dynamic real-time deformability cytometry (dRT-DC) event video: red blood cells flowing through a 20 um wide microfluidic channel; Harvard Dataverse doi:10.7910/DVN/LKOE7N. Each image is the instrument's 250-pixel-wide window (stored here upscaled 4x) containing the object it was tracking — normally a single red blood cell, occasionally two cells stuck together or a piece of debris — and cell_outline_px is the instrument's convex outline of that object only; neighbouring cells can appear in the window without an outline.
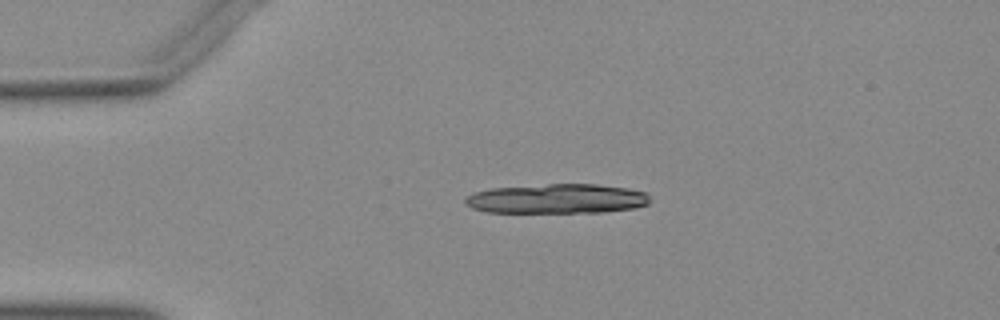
{"species": "Egyptian fruit bat (a non-hibernating species)", "species_latin": "Rousettus aegyptiacus", "temperature_condition": "warm", "stored_images_in_passage": 17, "segment_of_instrument_passage": [1, 2], "camera_frame_rate_fps": 3000, "um_per_image_px": 0.085, "animal": {"sex": "female"}, "frame": {"image": 1, "passage_image": 1, "time_ms": 0.0, "image_size_px": [1000, 320], "cell_outline_px": [[648, 204], [636, 208], [604, 212], [488, 212], [472, 208], [464, 204], [464, 196], [472, 192], [492, 188], [548, 184], [596, 184], [628, 188], [648, 192]], "centroid_in_image_um": [47.32, 16.89], "position_along_channel_um": 37.7, "area_um2": 32.08}}